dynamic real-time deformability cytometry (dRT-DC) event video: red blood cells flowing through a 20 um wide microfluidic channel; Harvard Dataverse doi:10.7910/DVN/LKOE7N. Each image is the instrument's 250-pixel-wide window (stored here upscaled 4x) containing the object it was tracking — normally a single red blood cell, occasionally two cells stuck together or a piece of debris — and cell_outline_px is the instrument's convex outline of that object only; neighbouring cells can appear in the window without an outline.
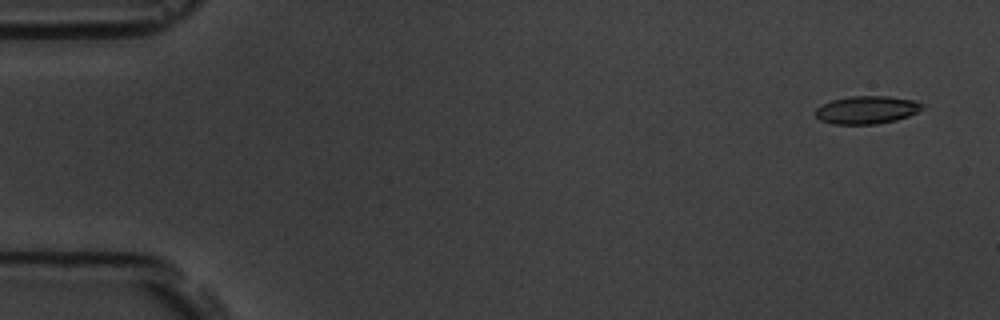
{"species": "common noctule bat (a hibernating species)", "species_latin": "Nyctalus noctula", "temperature_condition": "room temperature", "stored_images_in_passage": 6, "camera_frame_rate_fps": 3000, "um_per_image_px": 0.085, "animal": {"sex": "male", "body_mass_g": 19.5, "forearm_length_mm": 54.6}, "frame": {"image": 1, "passage_image": 1, "time_ms": 0.0, "image_size_px": [1000, 320], "cell_outline_px": [[924, 108], [908, 116], [896, 120], [876, 124], [832, 124], [820, 120], [816, 116], [816, 108], [820, 104], [832, 100], [848, 96], [888, 96], [916, 100], [924, 104]], "centroid_in_image_um": [73.67, 9.33], "position_along_channel_um": 11.3, "area_um2": 17.51}}
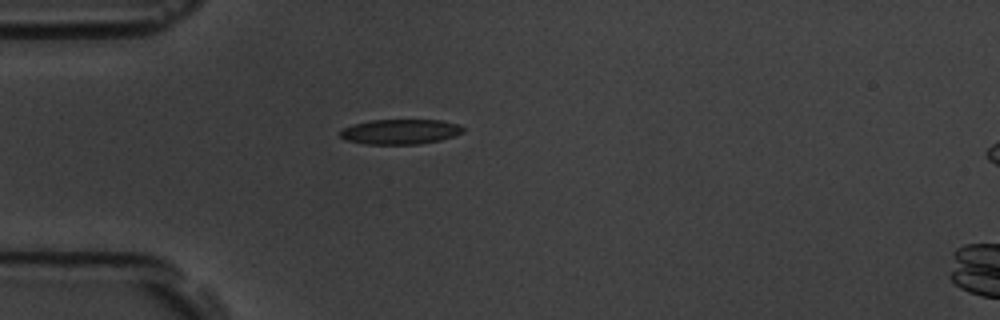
{"frame": {"image": 2, "passage_image": 5, "time_ms": 4.333, "image_size_px": [1000, 320], "cell_outline_px": [[464, 132], [440, 140], [420, 144], [364, 144], [344, 140], [340, 136], [340, 132], [344, 128], [352, 124], [372, 120], [440, 120], [456, 124], [464, 128]], "centroid_in_image_um": [33.99, 11.2], "position_along_channel_um": 51.0, "area_um2": 17.86}}